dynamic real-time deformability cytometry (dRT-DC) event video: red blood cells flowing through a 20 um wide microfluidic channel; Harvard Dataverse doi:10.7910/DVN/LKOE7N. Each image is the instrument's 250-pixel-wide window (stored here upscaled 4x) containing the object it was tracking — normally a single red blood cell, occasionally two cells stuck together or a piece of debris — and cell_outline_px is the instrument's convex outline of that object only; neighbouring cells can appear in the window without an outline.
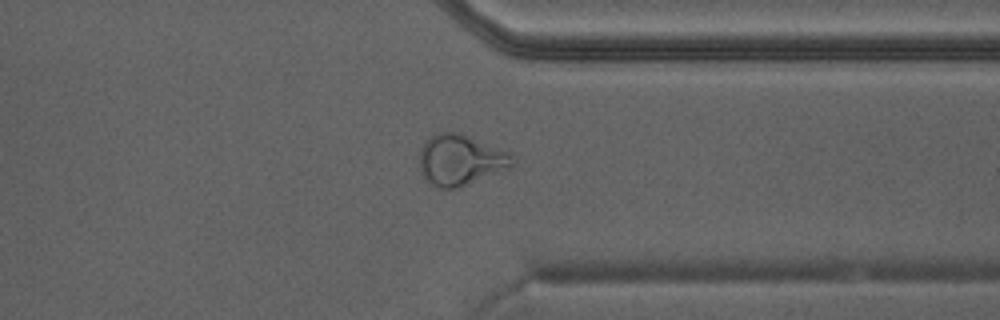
{"species": "Egyptian fruit bat (a non-hibernating species)", "species_latin": "Rousettus aegyptiacus", "temperature_condition": "warm", "stored_images_in_passage": 32, "camera_frame_rate_fps": 3000, "um_per_image_px": 0.085, "animal": {"sex": "male"}, "frame": {"image": 1, "passage_image": 23, "time_ms": 7.333, "image_size_px": [1000, 320], "cell_outline_px": [[512, 168], [460, 188], [440, 188], [432, 184], [420, 172], [420, 148], [424, 140], [440, 132], [460, 132], [512, 152]], "centroid_in_image_um": [39.17, 13.59], "position_along_channel_um": 372.2, "area_um2": 27.92}}